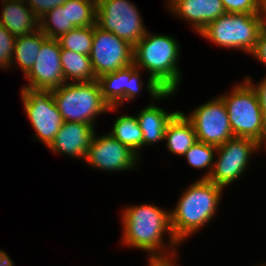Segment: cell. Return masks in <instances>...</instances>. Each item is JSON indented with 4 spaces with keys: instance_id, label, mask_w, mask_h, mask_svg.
<instances>
[{
    "instance_id": "obj_4",
    "label": "cell",
    "mask_w": 266,
    "mask_h": 266,
    "mask_svg": "<svg viewBox=\"0 0 266 266\" xmlns=\"http://www.w3.org/2000/svg\"><path fill=\"white\" fill-rule=\"evenodd\" d=\"M52 95L65 122L94 126L96 116L118 110V107H111L104 100L98 80L64 83L52 90Z\"/></svg>"
},
{
    "instance_id": "obj_16",
    "label": "cell",
    "mask_w": 266,
    "mask_h": 266,
    "mask_svg": "<svg viewBox=\"0 0 266 266\" xmlns=\"http://www.w3.org/2000/svg\"><path fill=\"white\" fill-rule=\"evenodd\" d=\"M167 8L186 20L198 34L211 22L226 13L221 0H166Z\"/></svg>"
},
{
    "instance_id": "obj_23",
    "label": "cell",
    "mask_w": 266,
    "mask_h": 266,
    "mask_svg": "<svg viewBox=\"0 0 266 266\" xmlns=\"http://www.w3.org/2000/svg\"><path fill=\"white\" fill-rule=\"evenodd\" d=\"M62 6L67 7L68 25H96L97 0H67Z\"/></svg>"
},
{
    "instance_id": "obj_5",
    "label": "cell",
    "mask_w": 266,
    "mask_h": 266,
    "mask_svg": "<svg viewBox=\"0 0 266 266\" xmlns=\"http://www.w3.org/2000/svg\"><path fill=\"white\" fill-rule=\"evenodd\" d=\"M228 113L234 137L249 138L258 142L266 133L264 120L257 93L246 80L219 96Z\"/></svg>"
},
{
    "instance_id": "obj_1",
    "label": "cell",
    "mask_w": 266,
    "mask_h": 266,
    "mask_svg": "<svg viewBox=\"0 0 266 266\" xmlns=\"http://www.w3.org/2000/svg\"><path fill=\"white\" fill-rule=\"evenodd\" d=\"M179 43L172 36L148 31L133 47V64L149 72L146 90L154 100H163L178 90L181 75L178 67Z\"/></svg>"
},
{
    "instance_id": "obj_11",
    "label": "cell",
    "mask_w": 266,
    "mask_h": 266,
    "mask_svg": "<svg viewBox=\"0 0 266 266\" xmlns=\"http://www.w3.org/2000/svg\"><path fill=\"white\" fill-rule=\"evenodd\" d=\"M186 117L193 124L197 140L202 143L218 147L234 137L226 106L220 97L200 105Z\"/></svg>"
},
{
    "instance_id": "obj_18",
    "label": "cell",
    "mask_w": 266,
    "mask_h": 266,
    "mask_svg": "<svg viewBox=\"0 0 266 266\" xmlns=\"http://www.w3.org/2000/svg\"><path fill=\"white\" fill-rule=\"evenodd\" d=\"M179 111L167 113L157 105H148L136 116L143 133V147L164 141L167 125Z\"/></svg>"
},
{
    "instance_id": "obj_17",
    "label": "cell",
    "mask_w": 266,
    "mask_h": 266,
    "mask_svg": "<svg viewBox=\"0 0 266 266\" xmlns=\"http://www.w3.org/2000/svg\"><path fill=\"white\" fill-rule=\"evenodd\" d=\"M1 6L3 9L0 24L15 37L33 33L39 29V18L24 0L2 1Z\"/></svg>"
},
{
    "instance_id": "obj_20",
    "label": "cell",
    "mask_w": 266,
    "mask_h": 266,
    "mask_svg": "<svg viewBox=\"0 0 266 266\" xmlns=\"http://www.w3.org/2000/svg\"><path fill=\"white\" fill-rule=\"evenodd\" d=\"M47 39L48 37L40 29L33 33L16 37L10 67L12 64L18 65L25 76L33 67L42 44Z\"/></svg>"
},
{
    "instance_id": "obj_6",
    "label": "cell",
    "mask_w": 266,
    "mask_h": 266,
    "mask_svg": "<svg viewBox=\"0 0 266 266\" xmlns=\"http://www.w3.org/2000/svg\"><path fill=\"white\" fill-rule=\"evenodd\" d=\"M261 27L256 14L225 13L209 23L199 35L220 47L241 50L250 55L257 44Z\"/></svg>"
},
{
    "instance_id": "obj_27",
    "label": "cell",
    "mask_w": 266,
    "mask_h": 266,
    "mask_svg": "<svg viewBox=\"0 0 266 266\" xmlns=\"http://www.w3.org/2000/svg\"><path fill=\"white\" fill-rule=\"evenodd\" d=\"M16 37L0 24V69H9Z\"/></svg>"
},
{
    "instance_id": "obj_8",
    "label": "cell",
    "mask_w": 266,
    "mask_h": 266,
    "mask_svg": "<svg viewBox=\"0 0 266 266\" xmlns=\"http://www.w3.org/2000/svg\"><path fill=\"white\" fill-rule=\"evenodd\" d=\"M20 93L25 113L35 130L33 138L49 147L64 122L52 90L22 87Z\"/></svg>"
},
{
    "instance_id": "obj_33",
    "label": "cell",
    "mask_w": 266,
    "mask_h": 266,
    "mask_svg": "<svg viewBox=\"0 0 266 266\" xmlns=\"http://www.w3.org/2000/svg\"><path fill=\"white\" fill-rule=\"evenodd\" d=\"M149 266H175L173 258L149 259Z\"/></svg>"
},
{
    "instance_id": "obj_32",
    "label": "cell",
    "mask_w": 266,
    "mask_h": 266,
    "mask_svg": "<svg viewBox=\"0 0 266 266\" xmlns=\"http://www.w3.org/2000/svg\"><path fill=\"white\" fill-rule=\"evenodd\" d=\"M256 15L259 18L261 25L266 26V0H257Z\"/></svg>"
},
{
    "instance_id": "obj_26",
    "label": "cell",
    "mask_w": 266,
    "mask_h": 266,
    "mask_svg": "<svg viewBox=\"0 0 266 266\" xmlns=\"http://www.w3.org/2000/svg\"><path fill=\"white\" fill-rule=\"evenodd\" d=\"M216 152V146L202 143L197 140L183 156L191 167L197 169H209L208 172L201 177V179H207L212 172L214 166L213 159L215 158L214 153L216 155Z\"/></svg>"
},
{
    "instance_id": "obj_9",
    "label": "cell",
    "mask_w": 266,
    "mask_h": 266,
    "mask_svg": "<svg viewBox=\"0 0 266 266\" xmlns=\"http://www.w3.org/2000/svg\"><path fill=\"white\" fill-rule=\"evenodd\" d=\"M258 151L255 140L242 137H232L217 147V157L210 176L212 183L225 188L238 180L247 168L250 157Z\"/></svg>"
},
{
    "instance_id": "obj_21",
    "label": "cell",
    "mask_w": 266,
    "mask_h": 266,
    "mask_svg": "<svg viewBox=\"0 0 266 266\" xmlns=\"http://www.w3.org/2000/svg\"><path fill=\"white\" fill-rule=\"evenodd\" d=\"M60 60L65 83L97 80L89 55L61 49Z\"/></svg>"
},
{
    "instance_id": "obj_13",
    "label": "cell",
    "mask_w": 266,
    "mask_h": 266,
    "mask_svg": "<svg viewBox=\"0 0 266 266\" xmlns=\"http://www.w3.org/2000/svg\"><path fill=\"white\" fill-rule=\"evenodd\" d=\"M60 54L61 48L57 39L48 38L42 44L33 67L25 75L29 83L23 87L54 90L64 84Z\"/></svg>"
},
{
    "instance_id": "obj_22",
    "label": "cell",
    "mask_w": 266,
    "mask_h": 266,
    "mask_svg": "<svg viewBox=\"0 0 266 266\" xmlns=\"http://www.w3.org/2000/svg\"><path fill=\"white\" fill-rule=\"evenodd\" d=\"M109 134L127 146L138 157L141 155L139 151L143 147V133L136 116H119Z\"/></svg>"
},
{
    "instance_id": "obj_30",
    "label": "cell",
    "mask_w": 266,
    "mask_h": 266,
    "mask_svg": "<svg viewBox=\"0 0 266 266\" xmlns=\"http://www.w3.org/2000/svg\"><path fill=\"white\" fill-rule=\"evenodd\" d=\"M266 66V26H262L255 49L250 54Z\"/></svg>"
},
{
    "instance_id": "obj_19",
    "label": "cell",
    "mask_w": 266,
    "mask_h": 266,
    "mask_svg": "<svg viewBox=\"0 0 266 266\" xmlns=\"http://www.w3.org/2000/svg\"><path fill=\"white\" fill-rule=\"evenodd\" d=\"M164 140L169 152L183 156L197 141L192 122L186 115L179 111L167 125Z\"/></svg>"
},
{
    "instance_id": "obj_35",
    "label": "cell",
    "mask_w": 266,
    "mask_h": 266,
    "mask_svg": "<svg viewBox=\"0 0 266 266\" xmlns=\"http://www.w3.org/2000/svg\"><path fill=\"white\" fill-rule=\"evenodd\" d=\"M258 149H262V145L264 144L266 150V133L262 136V138L257 142Z\"/></svg>"
},
{
    "instance_id": "obj_34",
    "label": "cell",
    "mask_w": 266,
    "mask_h": 266,
    "mask_svg": "<svg viewBox=\"0 0 266 266\" xmlns=\"http://www.w3.org/2000/svg\"><path fill=\"white\" fill-rule=\"evenodd\" d=\"M13 262L5 251L0 250V266H13Z\"/></svg>"
},
{
    "instance_id": "obj_12",
    "label": "cell",
    "mask_w": 266,
    "mask_h": 266,
    "mask_svg": "<svg viewBox=\"0 0 266 266\" xmlns=\"http://www.w3.org/2000/svg\"><path fill=\"white\" fill-rule=\"evenodd\" d=\"M140 158L111 134L97 136L88 148L85 162L93 168L107 171H125L138 167ZM138 164V165H137Z\"/></svg>"
},
{
    "instance_id": "obj_7",
    "label": "cell",
    "mask_w": 266,
    "mask_h": 266,
    "mask_svg": "<svg viewBox=\"0 0 266 266\" xmlns=\"http://www.w3.org/2000/svg\"><path fill=\"white\" fill-rule=\"evenodd\" d=\"M96 25L133 47L147 32L140 11L129 0H97Z\"/></svg>"
},
{
    "instance_id": "obj_25",
    "label": "cell",
    "mask_w": 266,
    "mask_h": 266,
    "mask_svg": "<svg viewBox=\"0 0 266 266\" xmlns=\"http://www.w3.org/2000/svg\"><path fill=\"white\" fill-rule=\"evenodd\" d=\"M94 35V26L75 27L60 36L57 41L61 49H68L84 55H90Z\"/></svg>"
},
{
    "instance_id": "obj_3",
    "label": "cell",
    "mask_w": 266,
    "mask_h": 266,
    "mask_svg": "<svg viewBox=\"0 0 266 266\" xmlns=\"http://www.w3.org/2000/svg\"><path fill=\"white\" fill-rule=\"evenodd\" d=\"M223 190L201 178L185 189L174 209L170 210L172 232L180 244L213 219Z\"/></svg>"
},
{
    "instance_id": "obj_28",
    "label": "cell",
    "mask_w": 266,
    "mask_h": 266,
    "mask_svg": "<svg viewBox=\"0 0 266 266\" xmlns=\"http://www.w3.org/2000/svg\"><path fill=\"white\" fill-rule=\"evenodd\" d=\"M226 13L256 14L257 0H221Z\"/></svg>"
},
{
    "instance_id": "obj_10",
    "label": "cell",
    "mask_w": 266,
    "mask_h": 266,
    "mask_svg": "<svg viewBox=\"0 0 266 266\" xmlns=\"http://www.w3.org/2000/svg\"><path fill=\"white\" fill-rule=\"evenodd\" d=\"M96 79L133 64V46L113 32L94 26L92 49L89 55Z\"/></svg>"
},
{
    "instance_id": "obj_2",
    "label": "cell",
    "mask_w": 266,
    "mask_h": 266,
    "mask_svg": "<svg viewBox=\"0 0 266 266\" xmlns=\"http://www.w3.org/2000/svg\"><path fill=\"white\" fill-rule=\"evenodd\" d=\"M121 222L123 228L122 245L134 247L148 253L149 259L177 257V246L181 245L171 228L170 211L153 204L130 205L123 209ZM168 233L169 244L163 239ZM170 253L167 251L169 248ZM167 247V248H166Z\"/></svg>"
},
{
    "instance_id": "obj_14",
    "label": "cell",
    "mask_w": 266,
    "mask_h": 266,
    "mask_svg": "<svg viewBox=\"0 0 266 266\" xmlns=\"http://www.w3.org/2000/svg\"><path fill=\"white\" fill-rule=\"evenodd\" d=\"M140 72L142 71L132 64L98 78L104 100L111 107H118L135 99L144 86Z\"/></svg>"
},
{
    "instance_id": "obj_24",
    "label": "cell",
    "mask_w": 266,
    "mask_h": 266,
    "mask_svg": "<svg viewBox=\"0 0 266 266\" xmlns=\"http://www.w3.org/2000/svg\"><path fill=\"white\" fill-rule=\"evenodd\" d=\"M73 28L74 25H68L67 7L62 5L39 18V29L50 39H58Z\"/></svg>"
},
{
    "instance_id": "obj_36",
    "label": "cell",
    "mask_w": 266,
    "mask_h": 266,
    "mask_svg": "<svg viewBox=\"0 0 266 266\" xmlns=\"http://www.w3.org/2000/svg\"><path fill=\"white\" fill-rule=\"evenodd\" d=\"M2 1H20V0H2Z\"/></svg>"
},
{
    "instance_id": "obj_31",
    "label": "cell",
    "mask_w": 266,
    "mask_h": 266,
    "mask_svg": "<svg viewBox=\"0 0 266 266\" xmlns=\"http://www.w3.org/2000/svg\"><path fill=\"white\" fill-rule=\"evenodd\" d=\"M245 79L253 86L257 93L259 104L261 106V111L266 122V76L262 78L259 83L256 84L253 83L252 79L248 76Z\"/></svg>"
},
{
    "instance_id": "obj_29",
    "label": "cell",
    "mask_w": 266,
    "mask_h": 266,
    "mask_svg": "<svg viewBox=\"0 0 266 266\" xmlns=\"http://www.w3.org/2000/svg\"><path fill=\"white\" fill-rule=\"evenodd\" d=\"M66 1L67 0H24L38 18L42 17L50 10L63 5Z\"/></svg>"
},
{
    "instance_id": "obj_15",
    "label": "cell",
    "mask_w": 266,
    "mask_h": 266,
    "mask_svg": "<svg viewBox=\"0 0 266 266\" xmlns=\"http://www.w3.org/2000/svg\"><path fill=\"white\" fill-rule=\"evenodd\" d=\"M95 126L80 122H63L49 149L52 152L84 159L94 136Z\"/></svg>"
}]
</instances>
